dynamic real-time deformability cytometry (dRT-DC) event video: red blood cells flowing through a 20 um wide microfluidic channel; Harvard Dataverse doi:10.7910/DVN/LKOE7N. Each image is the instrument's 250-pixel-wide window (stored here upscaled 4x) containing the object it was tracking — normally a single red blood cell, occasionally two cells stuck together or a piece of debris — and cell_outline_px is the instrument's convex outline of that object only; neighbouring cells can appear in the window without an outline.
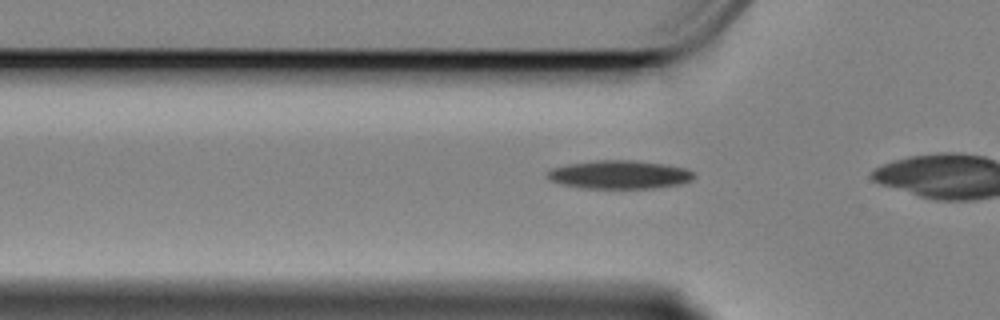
{"species": "Egyptian fruit bat (a non-hibernating species)", "species_latin": "Rousettus aegyptiacus", "temperature_condition": "cold", "stored_images_in_passage": 40, "camera_frame_rate_fps": 3000, "um_per_image_px": 0.085, "animal": {"sex": "female"}, "frame": {"image": 1, "passage_image": 8, "time_ms": 2.333, "image_size_px": [1000, 320], "cell_outline_px": [[696, 176], [692, 180], [680, 184], [652, 188], [580, 188], [548, 180], [544, 176], [552, 168], [568, 164], [596, 160], [636, 160], [684, 168], [692, 172]], "centroid_in_image_um": [52.61, 14.84], "position_along_channel_um": 73.2, "area_um2": 24.16}}
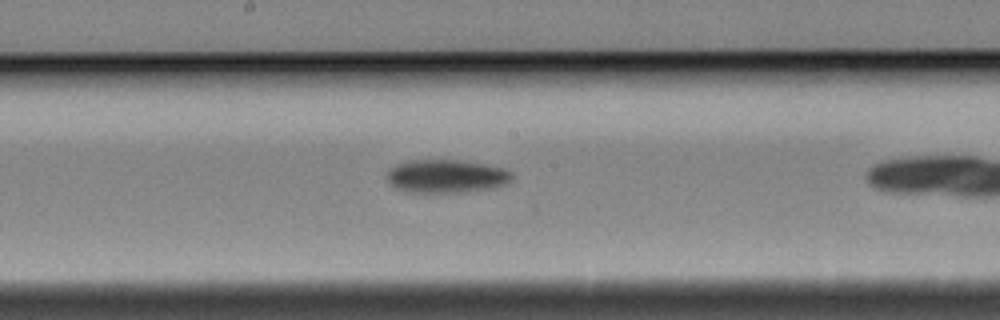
{"frame": {"image": 2, "passage_image": 20, "time_ms": 6.333, "image_size_px": [1000, 320], "cell_outline_px": [[512, 176], [504, 184], [492, 188], [464, 192], [408, 192], [396, 188], [388, 180], [388, 172], [396, 164], [408, 160], [460, 160], [484, 164], [504, 168], [512, 172]], "centroid_in_image_um": [37.93, 14.97], "position_along_channel_um": 210.3, "area_um2": 23.99}}
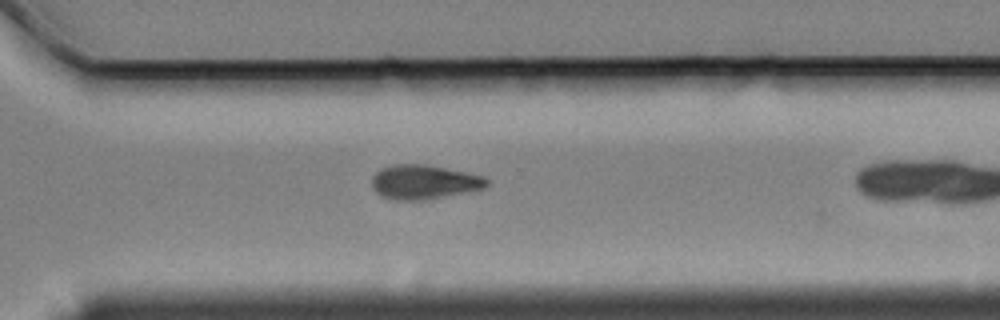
{"frame": {"image": 3, "passage_image": 31, "time_ms": 10.0, "image_size_px": [1000, 320], "cell_outline_px": [[488, 184], [484, 188], [420, 200], [396, 200], [384, 196], [376, 192], [372, 188], [372, 176], [380, 168], [392, 164], [424, 164], [484, 176], [488, 180]], "centroid_in_image_um": [35.98, 15.45], "position_along_channel_um": 334.6, "area_um2": 22.54}, "authors_computed_cell_mechanics": {"area_um2": 23.409, "velocity_mm_per_s": 3.3975, "shape_relaxation_time_tau1_ms": 4.0363, "shape_relaxation_time_tau2_ms": null, "deformation_change_tau1": 0.1336, "deformation_change_tau2": null}}